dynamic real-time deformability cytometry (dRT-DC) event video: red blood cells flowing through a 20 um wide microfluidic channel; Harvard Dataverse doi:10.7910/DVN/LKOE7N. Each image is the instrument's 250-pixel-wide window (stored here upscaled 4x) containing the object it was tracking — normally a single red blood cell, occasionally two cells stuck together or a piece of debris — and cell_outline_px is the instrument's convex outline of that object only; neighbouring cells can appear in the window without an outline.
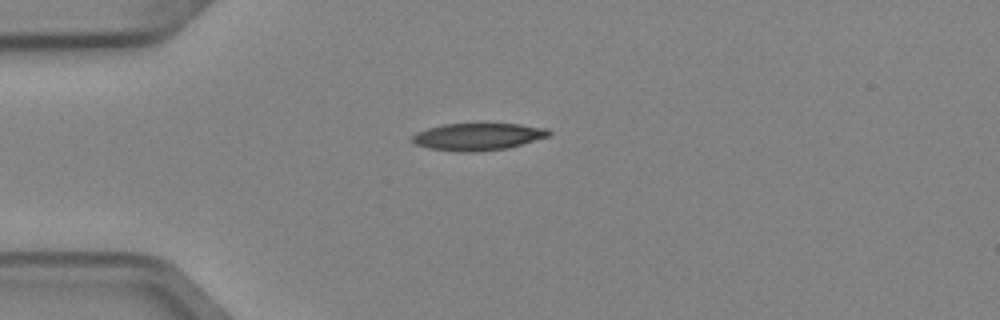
{"species": "Egyptian fruit bat (a non-hibernating species)", "species_latin": "Rousettus aegyptiacus", "temperature_condition": "cold", "stored_images_in_passage": 3, "camera_frame_rate_fps": 3000, "um_per_image_px": 0.085, "animal": {"sex": "female"}, "frame": {"image": 1, "passage_image": 1, "time_ms": 0.0, "image_size_px": [1000, 320], "cell_outline_px": [[552, 132], [548, 136], [508, 148], [476, 152], [464, 152], [428, 148], [416, 144], [412, 140], [412, 136], [416, 132], [428, 128], [444, 124], [520, 124], [548, 128]], "centroid_in_image_um": [40.63, 11.61], "position_along_channel_um": 44.4, "area_um2": 21.5}}
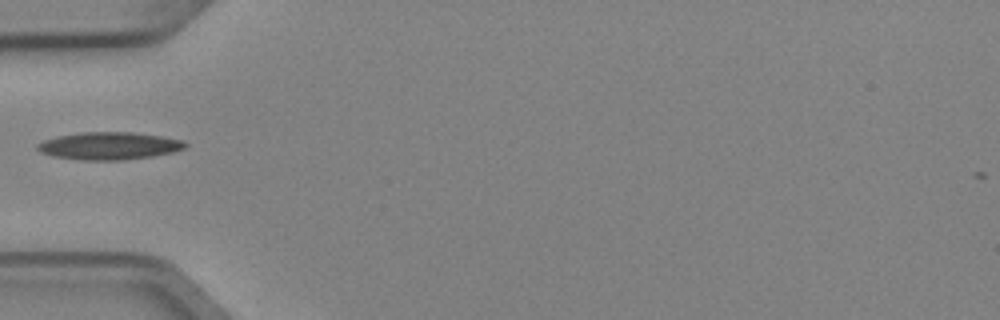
{"frame": {"image": 2, "passage_image": 2, "time_ms": 0.333, "image_size_px": [1000, 320], "cell_outline_px": [[188, 144], [184, 148], [172, 152], [152, 156], [120, 160], [84, 160], [52, 156], [40, 152], [36, 148], [36, 144], [44, 140], [56, 136], [84, 132], [132, 132], [160, 136], [180, 140]], "centroid_in_image_um": [9.22, 12.39], "position_along_channel_um": 75.8, "area_um2": 23.52}}
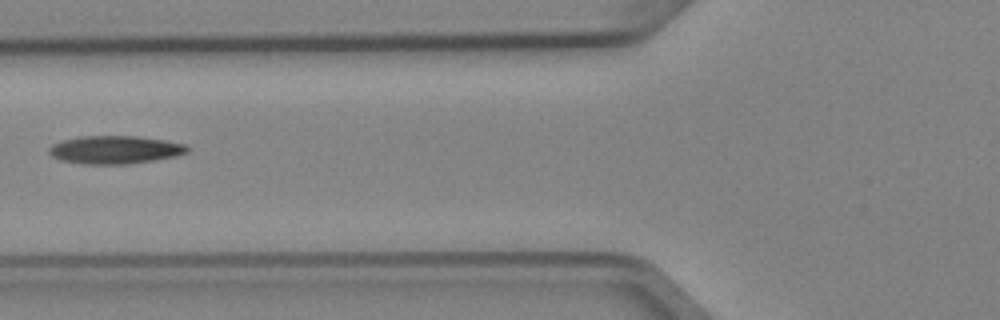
{"frame": {"image": 3, "passage_image": 3, "time_ms": 0.667, "image_size_px": [1000, 320], "cell_outline_px": [[192, 148], [188, 152], [176, 156], [156, 160], [128, 164], [84, 164], [60, 160], [52, 156], [48, 152], [48, 148], [52, 144], [64, 140], [80, 136], [136, 136], [164, 140], [184, 144]], "centroid_in_image_um": [9.79, 12.73], "position_along_channel_um": 116.0, "area_um2": 22.72}}